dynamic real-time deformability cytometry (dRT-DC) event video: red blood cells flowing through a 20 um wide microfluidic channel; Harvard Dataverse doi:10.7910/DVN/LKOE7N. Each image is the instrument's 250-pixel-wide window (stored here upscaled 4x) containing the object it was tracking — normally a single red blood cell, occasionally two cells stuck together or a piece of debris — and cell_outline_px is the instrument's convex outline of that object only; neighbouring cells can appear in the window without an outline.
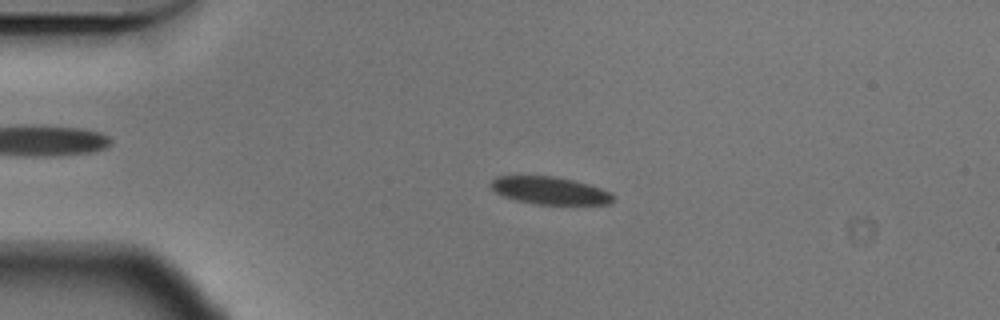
{"species": "Egyptian fruit bat (a non-hibernating species)", "species_latin": "Rousettus aegyptiacus", "temperature_condition": "cold", "stored_images_in_passage": 56, "camera_frame_rate_fps": 3000, "um_per_image_px": 0.085, "animal": {"sex": "male"}, "frame": {"image": 1, "passage_image": 12, "time_ms": 3.667, "image_size_px": [1000, 320], "cell_outline_px": [[616, 196], [608, 204], [536, 204], [516, 200], [504, 196], [496, 192], [488, 184], [496, 176], [552, 176], [572, 180], [588, 184], [612, 192]], "centroid_in_image_um": [46.74, 16.19], "position_along_channel_um": 38.3, "area_um2": 19.54}}
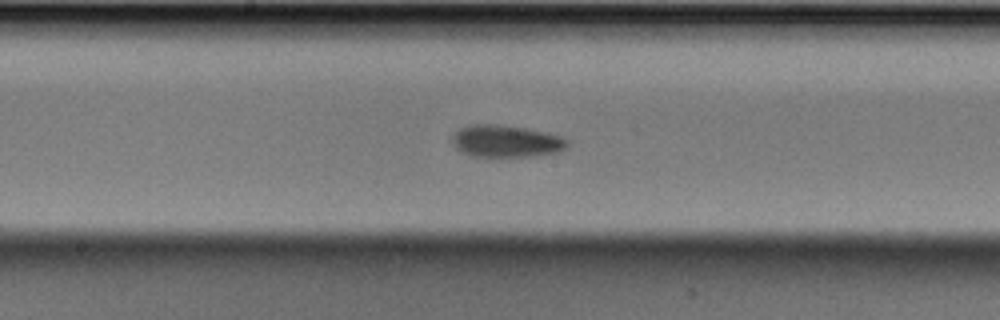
{"frame": {"image": 2, "passage_image": 29, "time_ms": 9.333, "image_size_px": [1000, 320], "cell_outline_px": [[568, 148], [560, 152], [532, 156], [472, 156], [456, 148], [452, 144], [452, 132], [460, 128], [472, 124], [496, 124], [524, 128], [548, 132], [564, 136], [568, 140]], "centroid_in_image_um": [43.05, 11.99], "position_along_channel_um": 205.1, "area_um2": 21.79}}
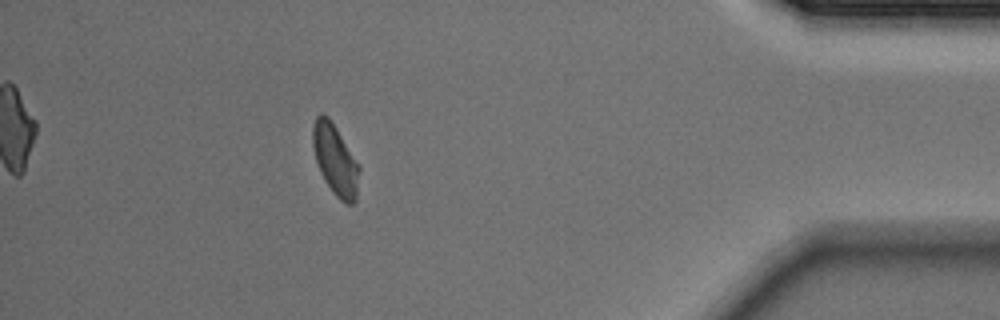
{"frame": {"image": 3, "passage_image": 50, "time_ms": 16.333, "image_size_px": [1000, 320], "cell_outline_px": [[360, 168], [356, 200], [352, 204], [348, 204], [340, 200], [336, 196], [324, 180], [320, 172], [316, 160], [312, 144], [312, 128], [316, 116], [320, 112], [328, 116], [360, 164]], "centroid_in_image_um": [28.5, 13.57], "position_along_channel_um": 406.7, "area_um2": 19.25}, "authors_computed_cell_mechanics": {"area_um2": 20.2878, "velocity_mm_per_s": 3.5331, "shape_relaxation_time_tau1_ms": 3.4308, "shape_relaxation_time_tau2_ms": 4.9161, "deformation_change_tau1": 0.0822, "deformation_change_tau2": 0.0981}}